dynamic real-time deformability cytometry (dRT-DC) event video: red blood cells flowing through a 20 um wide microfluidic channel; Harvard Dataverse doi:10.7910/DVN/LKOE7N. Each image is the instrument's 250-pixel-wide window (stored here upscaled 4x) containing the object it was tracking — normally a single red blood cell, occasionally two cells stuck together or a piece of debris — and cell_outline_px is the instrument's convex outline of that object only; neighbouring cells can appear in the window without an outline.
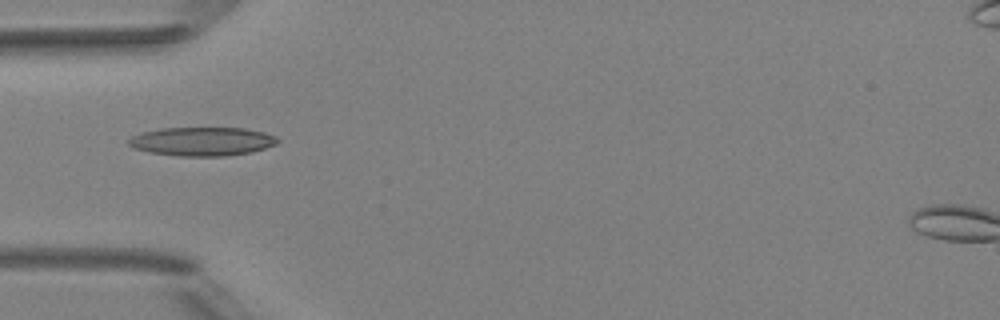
{"species": "Egyptian fruit bat (a non-hibernating species)", "species_latin": "Rousettus aegyptiacus", "temperature_condition": "room temperature", "stored_images_in_passage": 3, "camera_frame_rate_fps": 3000, "um_per_image_px": 0.085, "animal": {"sex": "female"}, "frame": {"image": 1, "passage_image": 3, "time_ms": 2.333, "image_size_px": [1000, 320], "cell_outline_px": [[280, 140], [276, 144], [252, 152], [224, 156], [180, 156], [148, 152], [132, 148], [128, 144], [128, 140], [132, 136], [144, 132], [160, 128], [244, 128], [264, 132], [276, 136]], "centroid_in_image_um": [17.18, 12.02], "position_along_channel_um": 67.8, "area_um2": 24.97}}